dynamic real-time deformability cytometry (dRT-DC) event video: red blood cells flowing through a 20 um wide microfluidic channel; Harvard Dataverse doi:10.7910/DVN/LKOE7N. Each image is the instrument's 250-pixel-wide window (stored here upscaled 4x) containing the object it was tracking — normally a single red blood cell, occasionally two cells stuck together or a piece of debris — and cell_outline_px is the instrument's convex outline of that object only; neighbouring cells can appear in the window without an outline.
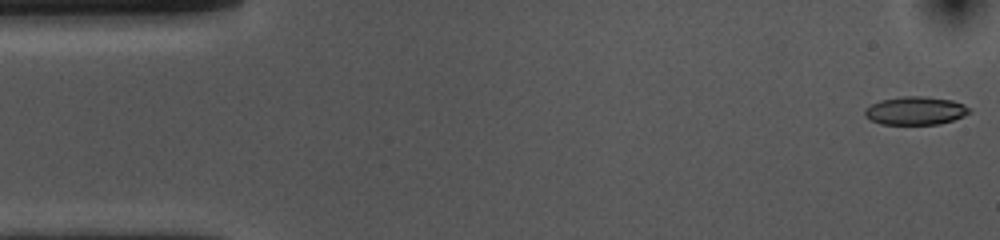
{"species": "common noctule bat (a hibernating species)", "species_latin": "Nyctalus noctula", "temperature_condition": "cold", "stored_images_in_passage": 53, "camera_frame_rate_fps": 3000, "um_per_image_px": 0.085, "animal": {"sex": "female", "body_mass_g": 10.0, "forearm_length_mm": 53.1}, "frame": {"image": 1, "passage_image": 1, "time_ms": 0.0, "image_size_px": [1000, 240], "cell_outline_px": [[972, 112], [964, 116], [940, 124], [880, 124], [864, 116], [864, 108], [880, 100], [904, 96], [924, 96], [952, 100], [964, 104]], "centroid_in_image_um": [77.81, 9.41], "position_along_channel_um": 7.2, "area_um2": 17.22}}
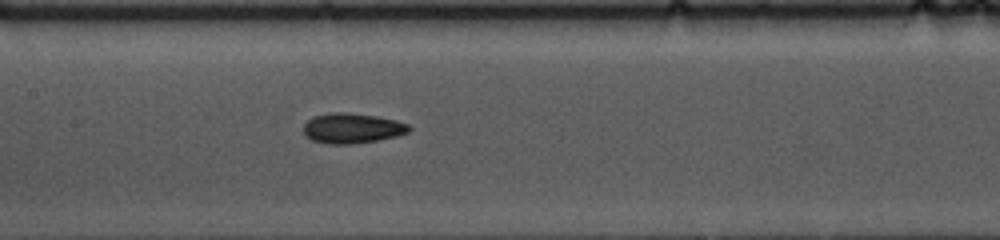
{"frame": {"image": 2, "passage_image": 24, "time_ms": 7.667, "image_size_px": [1000, 240], "cell_outline_px": [[412, 128], [408, 132], [396, 136], [376, 140], [352, 144], [328, 144], [312, 140], [304, 136], [304, 124], [312, 116], [332, 112], [344, 112], [376, 116], [396, 120], [408, 124]], "centroid_in_image_um": [29.9, 10.9], "position_along_channel_um": 177.5, "area_um2": 18.55}}
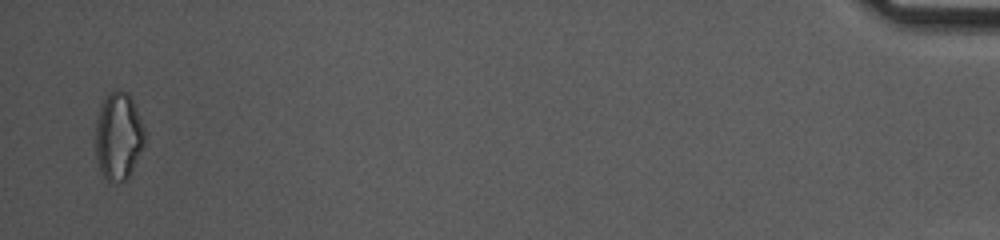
{"frame": {"image": 3, "passage_image": 52, "time_ms": 17.0, "image_size_px": [1000, 240], "cell_outline_px": [[144, 144], [128, 176], [124, 180], [108, 184], [100, 172], [96, 160], [96, 124], [100, 108], [104, 96], [116, 88], [128, 92], [136, 108], [144, 128]], "centroid_in_image_um": [10.04, 11.57], "position_along_channel_um": 425.2, "area_um2": 25.09}, "authors_computed_cell_mechanics": {"area_um2": 17.9758, "velocity_mm_per_s": 3.662, "shape_relaxation_time_tau1_ms": 3.5476, "shape_relaxation_time_tau2_ms": 7.3348, "deformation_change_tau1": 0.1157, "deformation_change_tau2": 0.1563}}